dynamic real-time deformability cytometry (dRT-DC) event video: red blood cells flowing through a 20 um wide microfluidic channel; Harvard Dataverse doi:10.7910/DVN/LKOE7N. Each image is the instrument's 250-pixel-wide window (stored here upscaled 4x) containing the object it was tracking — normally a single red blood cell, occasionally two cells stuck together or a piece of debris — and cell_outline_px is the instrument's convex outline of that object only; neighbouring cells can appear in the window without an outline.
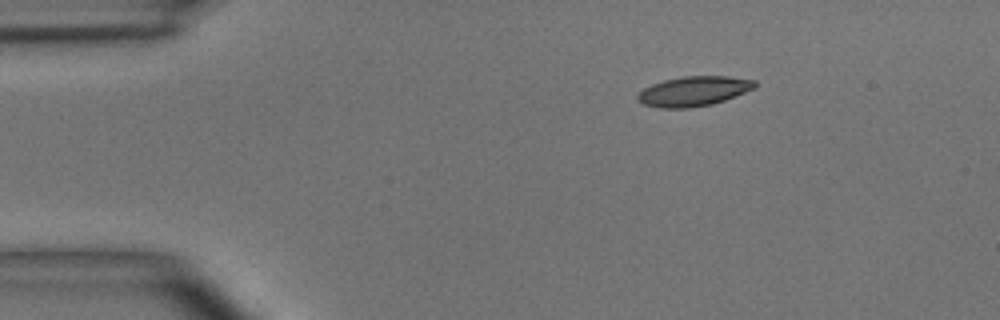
{"species": "common noctule bat (a hibernating species)", "species_latin": "Nyctalus noctula", "temperature_condition": "room temperature", "stored_images_in_passage": 4, "segment_of_instrument_passage": [1, 2], "camera_frame_rate_fps": 3000, "um_per_image_px": 0.085, "animal": {"sex": "male", "body_mass_g": 15.6}, "frame": {"image": 1, "passage_image": 1, "time_ms": 0.0, "image_size_px": [1000, 320], "cell_outline_px": [[756, 88], [724, 100], [712, 104], [688, 108], [660, 108], [644, 104], [636, 100], [636, 96], [644, 88], [652, 84], [664, 80], [684, 76], [728, 76], [756, 80]], "centroid_in_image_um": [58.96, 7.75], "position_along_channel_um": 26.0, "area_um2": 20.35}}
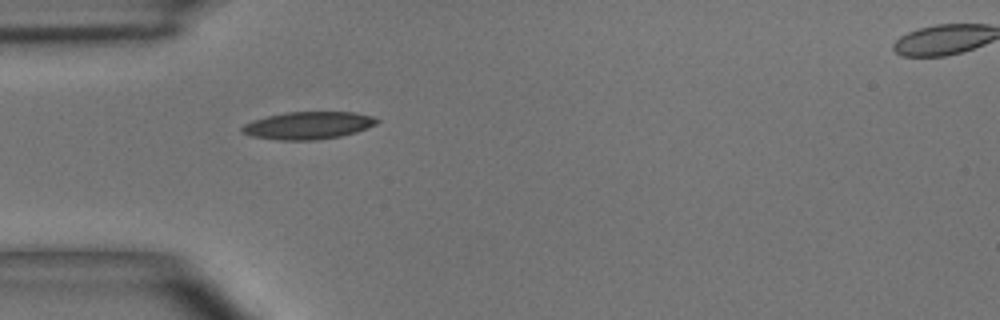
{"frame": {"image": 2, "passage_image": 3, "time_ms": 2.333, "image_size_px": [1000, 320], "cell_outline_px": [[380, 120], [376, 124], [368, 128], [356, 132], [340, 136], [316, 140], [280, 140], [252, 136], [244, 132], [240, 128], [244, 124], [252, 120], [268, 116], [288, 112], [352, 112], [372, 116]], "centroid_in_image_um": [26.21, 10.66], "position_along_channel_um": 58.8, "area_um2": 21.44}}